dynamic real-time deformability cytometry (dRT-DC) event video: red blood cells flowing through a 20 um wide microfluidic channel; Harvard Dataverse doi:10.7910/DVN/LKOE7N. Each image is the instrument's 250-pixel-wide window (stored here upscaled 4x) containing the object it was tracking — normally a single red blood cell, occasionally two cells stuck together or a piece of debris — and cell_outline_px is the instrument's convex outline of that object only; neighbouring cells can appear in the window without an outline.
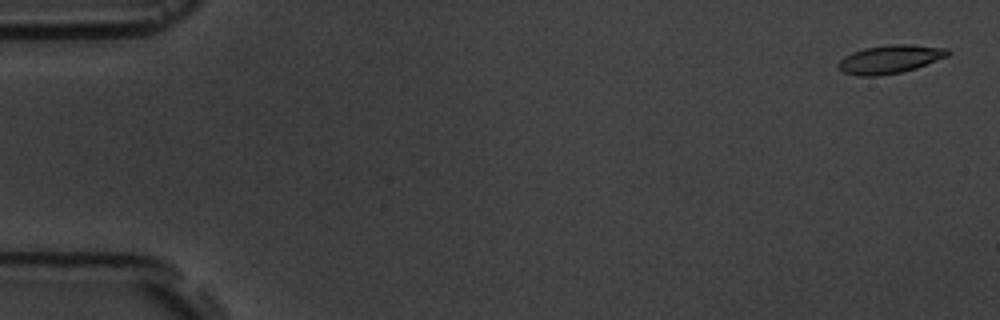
{"species": "common noctule bat (a hibernating species)", "species_latin": "Nyctalus noctula", "temperature_condition": "room temperature", "stored_images_in_passage": 6, "segment_of_instrument_passage": [2, 2], "camera_frame_rate_fps": 3000, "um_per_image_px": 0.085, "animal": {"sex": "male", "body_mass_g": 19.5, "forearm_length_mm": 54.6}, "frame": {"image": 1, "passage_image": 6, "time_ms": 5.667, "image_size_px": [1000, 320], "cell_outline_px": [[948, 56], [916, 68], [900, 72], [876, 76], [860, 76], [844, 72], [836, 68], [836, 64], [844, 56], [852, 52], [864, 48], [888, 44], [912, 44], [948, 48]], "centroid_in_image_um": [75.61, 5.02], "position_along_channel_um": 9.4, "area_um2": 18.15}}